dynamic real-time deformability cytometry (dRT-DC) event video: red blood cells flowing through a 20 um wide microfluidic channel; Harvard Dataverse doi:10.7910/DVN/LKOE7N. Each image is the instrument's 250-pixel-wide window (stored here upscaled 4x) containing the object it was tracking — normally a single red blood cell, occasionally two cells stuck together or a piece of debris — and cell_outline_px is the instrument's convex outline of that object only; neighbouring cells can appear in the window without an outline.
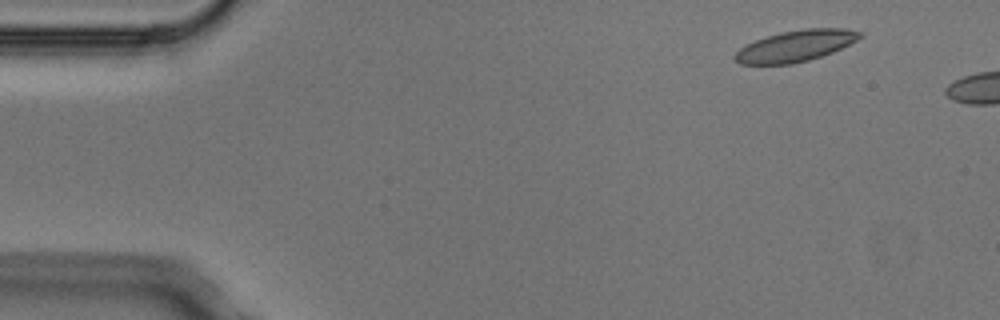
{"species": "Egyptian fruit bat (a non-hibernating species)", "species_latin": "Rousettus aegyptiacus", "temperature_condition": "cold", "stored_images_in_passage": 2, "camera_frame_rate_fps": 3000, "um_per_image_px": 0.085, "animal": {"sex": "male"}, "frame": {"image": 1, "passage_image": 1, "time_ms": 0.0, "image_size_px": [1000, 320], "cell_outline_px": [[864, 36], [832, 52], [808, 60], [792, 64], [740, 64], [732, 56], [744, 44], [780, 32], [804, 28], [844, 28], [864, 32]], "centroid_in_image_um": [67.62, 3.89], "position_along_channel_um": 17.4, "area_um2": 22.72}}